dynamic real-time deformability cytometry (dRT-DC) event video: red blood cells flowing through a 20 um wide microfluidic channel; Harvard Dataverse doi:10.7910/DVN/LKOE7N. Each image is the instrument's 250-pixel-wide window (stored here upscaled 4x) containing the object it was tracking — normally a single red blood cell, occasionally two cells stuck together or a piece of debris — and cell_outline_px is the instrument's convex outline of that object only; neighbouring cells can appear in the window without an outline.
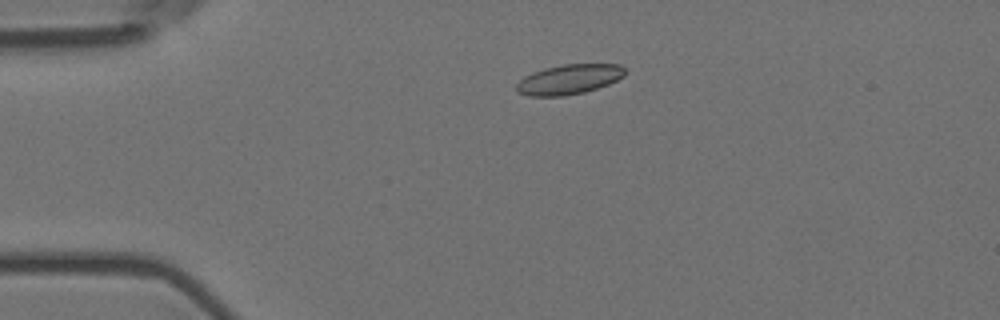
{"species": "Egyptian fruit bat (a non-hibernating species)", "species_latin": "Rousettus aegyptiacus", "temperature_condition": "room temperature", "stored_images_in_passage": 3, "camera_frame_rate_fps": 3000, "um_per_image_px": 0.085, "animal": {"sex": "female"}, "frame": {"image": 1, "passage_image": 2, "time_ms": 0.333, "image_size_px": [1000, 320], "cell_outline_px": [[624, 76], [608, 84], [584, 92], [564, 96], [528, 96], [516, 92], [516, 84], [524, 76], [532, 72], [544, 68], [564, 64], [620, 64], [624, 68]], "centroid_in_image_um": [48.32, 6.75], "position_along_channel_um": 36.7, "area_um2": 18.9}}